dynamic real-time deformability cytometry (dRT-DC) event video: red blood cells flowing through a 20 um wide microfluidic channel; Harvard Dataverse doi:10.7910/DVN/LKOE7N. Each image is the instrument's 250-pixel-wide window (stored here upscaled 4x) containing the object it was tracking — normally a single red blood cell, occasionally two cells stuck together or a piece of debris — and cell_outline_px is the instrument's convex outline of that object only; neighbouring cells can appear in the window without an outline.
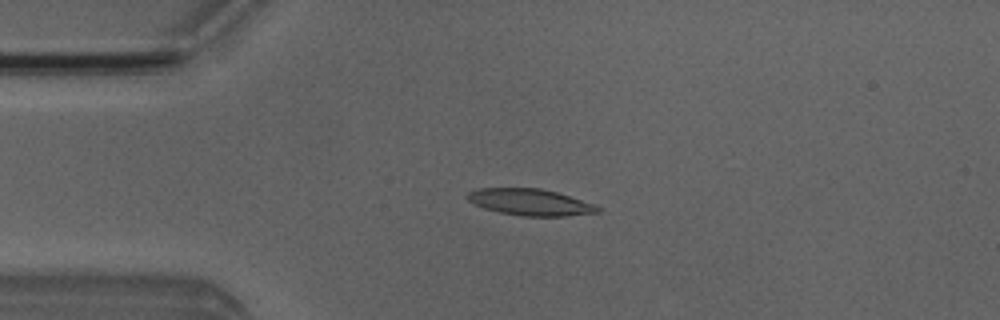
{"species": "Egyptian fruit bat (a non-hibernating species)", "species_latin": "Rousettus aegyptiacus", "temperature_condition": "room temperature", "stored_images_in_passage": 5, "camera_frame_rate_fps": 3000, "um_per_image_px": 0.085, "animal": {"sex": "male"}, "frame": {"image": 1, "passage_image": 4, "time_ms": 3.333, "image_size_px": [1000, 320], "cell_outline_px": [[600, 212], [564, 216], [520, 216], [500, 212], [484, 208], [468, 200], [464, 196], [468, 192], [476, 188], [540, 188], [556, 192], [596, 204], [600, 208]], "centroid_in_image_um": [45.06, 17.18], "position_along_channel_um": 39.9, "area_um2": 20.17}}